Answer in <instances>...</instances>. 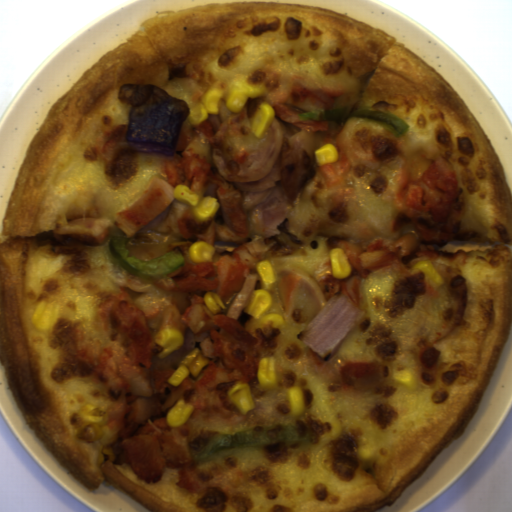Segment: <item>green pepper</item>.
<instances>
[{
  "instance_id": "372bd49c",
  "label": "green pepper",
  "mask_w": 512,
  "mask_h": 512,
  "mask_svg": "<svg viewBox=\"0 0 512 512\" xmlns=\"http://www.w3.org/2000/svg\"><path fill=\"white\" fill-rule=\"evenodd\" d=\"M311 435L309 426L298 423L251 426L234 433L218 434L192 458V467L244 448L308 441Z\"/></svg>"
},
{
  "instance_id": "c4517986",
  "label": "green pepper",
  "mask_w": 512,
  "mask_h": 512,
  "mask_svg": "<svg viewBox=\"0 0 512 512\" xmlns=\"http://www.w3.org/2000/svg\"><path fill=\"white\" fill-rule=\"evenodd\" d=\"M127 239L128 237L113 236L108 243L109 250L124 269L141 279L163 278L185 264V259L177 247L162 257L149 261H141L133 255L130 257L125 246Z\"/></svg>"
},
{
  "instance_id": "57f89d1c",
  "label": "green pepper",
  "mask_w": 512,
  "mask_h": 512,
  "mask_svg": "<svg viewBox=\"0 0 512 512\" xmlns=\"http://www.w3.org/2000/svg\"><path fill=\"white\" fill-rule=\"evenodd\" d=\"M298 117L299 121L302 122L305 120L335 121L341 126L347 118H368L380 122L398 137L403 135L409 128L407 121L397 114L384 110L354 107L353 105L302 113L298 114Z\"/></svg>"
}]
</instances>
